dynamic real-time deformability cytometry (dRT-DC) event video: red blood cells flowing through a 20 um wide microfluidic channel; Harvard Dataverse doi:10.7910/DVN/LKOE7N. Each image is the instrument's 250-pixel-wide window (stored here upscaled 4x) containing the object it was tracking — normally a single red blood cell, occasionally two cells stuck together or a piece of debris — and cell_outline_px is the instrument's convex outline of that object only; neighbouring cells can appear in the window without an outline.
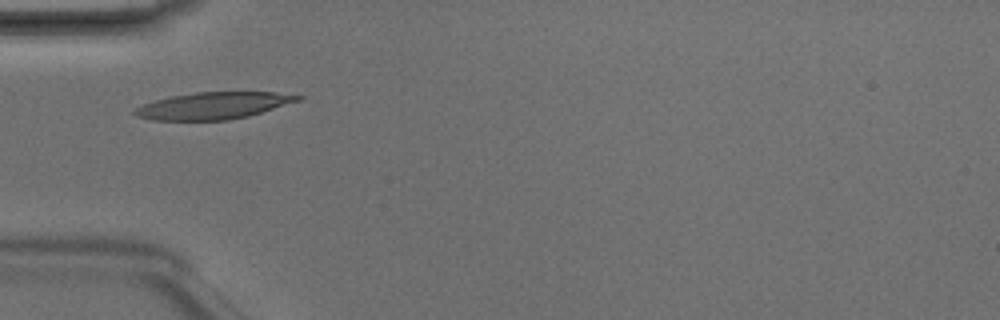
{"species": "Egyptian fruit bat (a non-hibernating species)", "species_latin": "Rousettus aegyptiacus", "temperature_condition": "room temperature", "stored_images_in_passage": 4, "camera_frame_rate_fps": 3000, "um_per_image_px": 0.085, "animal": {"sex": "male"}, "frame": {"image": 1, "passage_image": 3, "time_ms": 0.667, "image_size_px": [1000, 320], "cell_outline_px": [[304, 96], [300, 100], [248, 116], [228, 120], [152, 120], [136, 116], [132, 112], [136, 108], [144, 104], [156, 100], [172, 96], [196, 92], [272, 92]], "centroid_in_image_um": [18.11, 8.98], "position_along_channel_um": 66.9, "area_um2": 25.26}}